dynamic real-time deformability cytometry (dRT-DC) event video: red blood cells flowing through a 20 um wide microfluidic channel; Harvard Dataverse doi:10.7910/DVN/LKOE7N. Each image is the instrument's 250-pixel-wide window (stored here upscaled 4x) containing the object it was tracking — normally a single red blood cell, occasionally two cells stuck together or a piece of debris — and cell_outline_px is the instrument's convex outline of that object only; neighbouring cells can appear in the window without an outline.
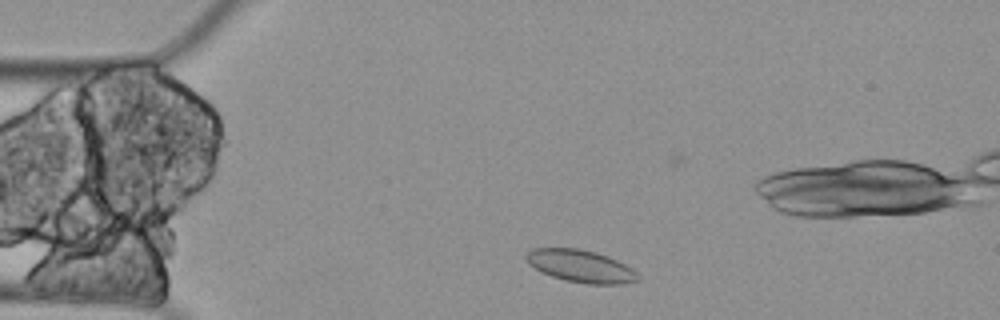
{"species": "Egyptian fruit bat (a non-hibernating species)", "species_latin": "Rousettus aegyptiacus", "temperature_condition": "cold", "stored_images_in_passage": 3, "camera_frame_rate_fps": 3000, "um_per_image_px": 0.085, "animal": {"sex": "female"}, "frame": {"image": 1, "passage_image": 1, "time_ms": 0.0, "image_size_px": [1000, 320], "cell_outline_px": [[640, 280], [620, 284], [588, 284], [564, 280], [552, 276], [528, 264], [524, 256], [532, 248], [576, 248], [596, 252], [608, 256], [632, 268], [640, 276]], "centroid_in_image_um": [49.37, 22.62], "position_along_channel_um": 35.6, "area_um2": 21.04}}